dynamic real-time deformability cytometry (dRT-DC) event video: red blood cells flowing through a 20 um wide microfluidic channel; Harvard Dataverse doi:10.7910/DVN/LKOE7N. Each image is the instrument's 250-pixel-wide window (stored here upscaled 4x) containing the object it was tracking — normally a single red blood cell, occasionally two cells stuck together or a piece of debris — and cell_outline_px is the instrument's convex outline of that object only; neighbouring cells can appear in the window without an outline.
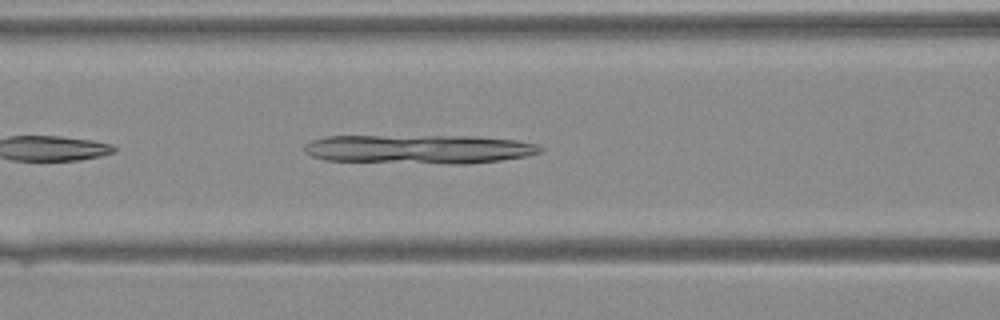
{"species": "Egyptian fruit bat (a non-hibernating species)", "species_latin": "Rousettus aegyptiacus", "temperature_condition": "warm", "stored_images_in_passage": 36, "camera_frame_rate_fps": 3000, "um_per_image_px": 0.085, "animal": {"sex": "female"}, "frame": {"image": 1, "passage_image": 13, "time_ms": 4.0, "image_size_px": [1000, 320], "cell_outline_px": [[544, 148], [540, 152], [528, 156], [500, 160], [464, 164], [452, 164], [324, 160], [312, 156], [304, 152], [304, 144], [312, 140], [324, 136], [476, 136], [516, 140], [536, 144]], "centroid_in_image_um": [35.61, 12.67], "position_along_channel_um": 131.0, "area_um2": 40.06}}
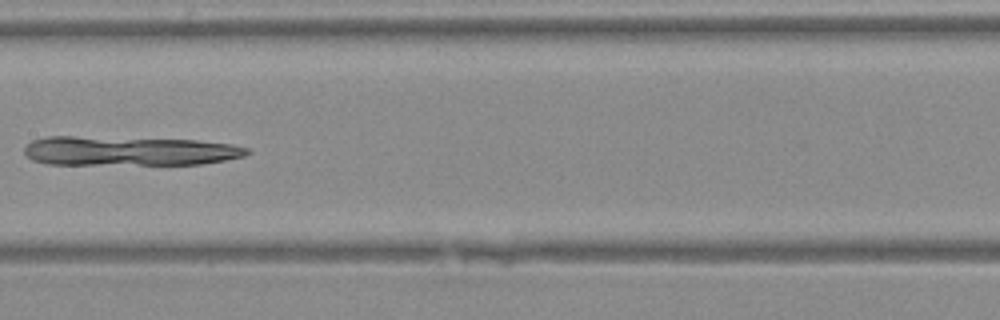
{"frame": {"image": 2, "passage_image": 17, "time_ms": 5.333, "image_size_px": [1000, 320], "cell_outline_px": [[252, 152], [244, 156], [224, 160], [200, 164], [48, 164], [32, 160], [24, 152], [24, 148], [32, 140], [48, 136], [72, 136], [196, 140], [232, 144], [248, 148]], "centroid_in_image_um": [10.97, 12.83], "position_along_channel_um": 196.4, "area_um2": 38.03}}
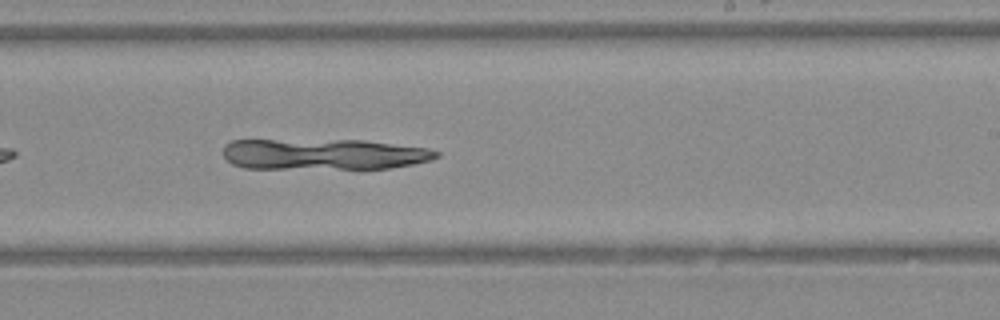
{"frame": {"image": 3, "passage_image": 21, "time_ms": 6.667, "image_size_px": [1000, 320], "cell_outline_px": [[440, 156], [432, 160], [392, 168], [244, 168], [232, 164], [224, 156], [224, 148], [232, 140], [364, 140], [428, 148], [440, 152]], "centroid_in_image_um": [27.56, 13.1], "position_along_channel_um": 261.4, "area_um2": 38.38}}